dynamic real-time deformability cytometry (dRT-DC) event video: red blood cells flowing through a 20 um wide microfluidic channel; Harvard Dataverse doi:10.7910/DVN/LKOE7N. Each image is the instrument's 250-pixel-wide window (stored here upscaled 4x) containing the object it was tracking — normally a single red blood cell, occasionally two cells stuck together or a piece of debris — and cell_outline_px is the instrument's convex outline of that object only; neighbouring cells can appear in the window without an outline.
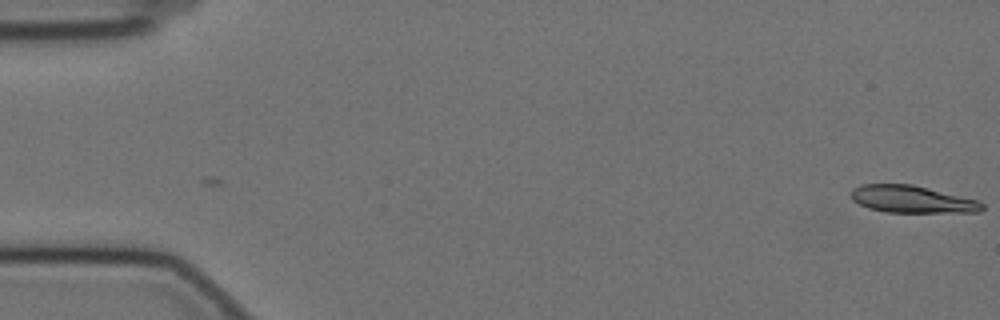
{"species": "Egyptian fruit bat (a non-hibernating species)", "species_latin": "Rousettus aegyptiacus", "temperature_condition": "cold", "stored_images_in_passage": 4, "camera_frame_rate_fps": 3000, "um_per_image_px": 0.085, "animal": {"sex": "female"}, "frame": {"image": 1, "passage_image": 4, "time_ms": 1.0, "image_size_px": [1000, 320], "cell_outline_px": [[984, 208], [980, 212], [884, 212], [868, 208], [852, 200], [852, 188], [860, 184], [912, 184], [976, 200], [984, 204]], "centroid_in_image_um": [77.49, 16.94], "position_along_channel_um": 7.5, "area_um2": 20.63}}